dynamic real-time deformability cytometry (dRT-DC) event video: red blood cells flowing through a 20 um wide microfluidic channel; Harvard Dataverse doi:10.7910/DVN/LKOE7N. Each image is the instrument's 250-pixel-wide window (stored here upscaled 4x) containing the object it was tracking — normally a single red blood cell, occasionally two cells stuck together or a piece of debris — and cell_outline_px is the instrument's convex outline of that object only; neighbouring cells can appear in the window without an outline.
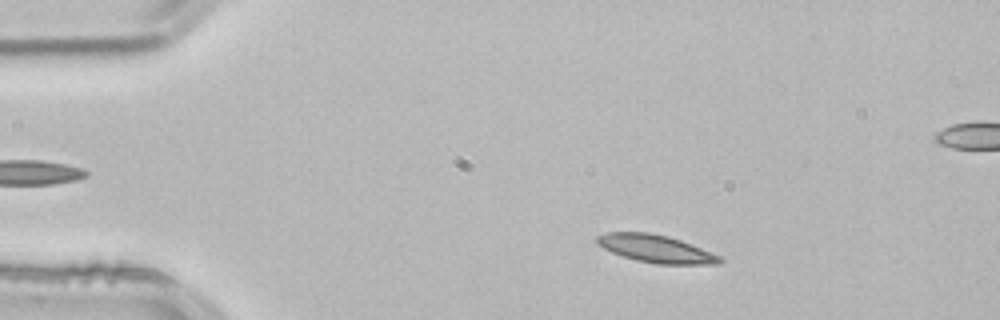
{"species": "common noctule bat (a hibernating species)", "species_latin": "Nyctalus noctula", "temperature_condition": "room temperature", "stored_images_in_passage": 52, "camera_frame_rate_fps": 3000, "um_per_image_px": 0.085, "animal": {"sex": "male", "body_mass_g": 21.5, "forearm_length_mm": 52.0}, "frame": {"image": 1, "passage_image": 7, "time_ms": 2.0, "image_size_px": [1000, 320], "cell_outline_px": [[724, 260], [720, 264], [656, 264], [636, 260], [612, 252], [604, 248], [596, 240], [596, 236], [608, 232], [648, 232], [668, 236], [680, 240], [720, 256]], "centroid_in_image_um": [55.76, 21.14], "position_along_channel_um": 29.2, "area_um2": 19.54}}
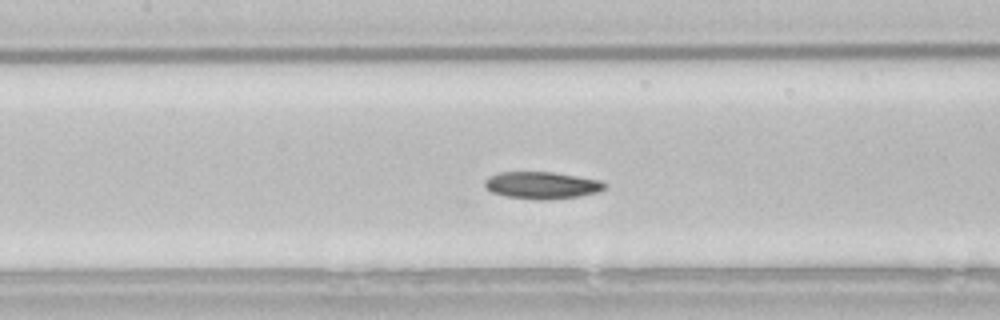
{"frame": {"image": 2, "passage_image": 22, "time_ms": 7.0, "image_size_px": [1000, 320], "cell_outline_px": [[608, 184], [604, 188], [596, 192], [580, 196], [548, 200], [536, 200], [508, 196], [492, 192], [484, 184], [484, 180], [488, 176], [500, 172], [552, 172], [600, 180]], "centroid_in_image_um": [46.06, 15.74], "position_along_channel_um": 161.3, "area_um2": 18.84}}
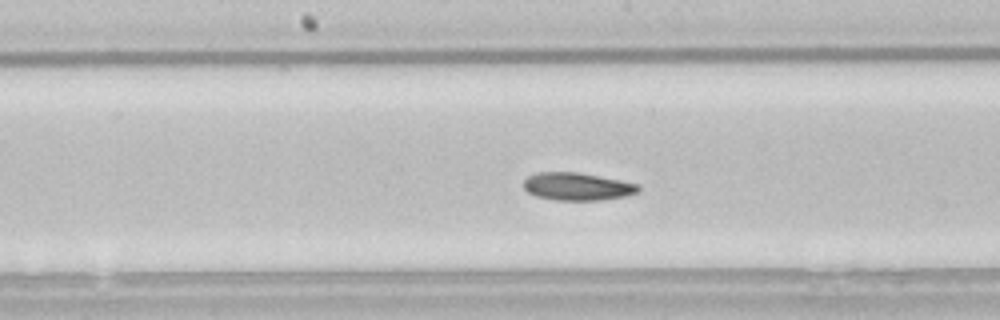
{"frame": {"image": 3, "passage_image": 25, "time_ms": 8.0, "image_size_px": [1000, 320], "cell_outline_px": [[640, 192], [624, 196], [600, 200], [556, 200], [536, 196], [528, 192], [524, 188], [524, 180], [528, 176], [536, 172], [576, 172], [620, 180], [640, 184]], "centroid_in_image_um": [49.07, 15.85], "position_along_channel_um": 199.1, "area_um2": 18.5}, "authors_computed_cell_mechanics": {"area_um2": 18.6116, "velocity_mm_per_s": 3.7809, "shape_relaxation_time_tau1_ms": 9.2636, "shape_relaxation_time_tau2_ms": null, "deformation_change_tau1": 0.1732, "deformation_change_tau2": null}}